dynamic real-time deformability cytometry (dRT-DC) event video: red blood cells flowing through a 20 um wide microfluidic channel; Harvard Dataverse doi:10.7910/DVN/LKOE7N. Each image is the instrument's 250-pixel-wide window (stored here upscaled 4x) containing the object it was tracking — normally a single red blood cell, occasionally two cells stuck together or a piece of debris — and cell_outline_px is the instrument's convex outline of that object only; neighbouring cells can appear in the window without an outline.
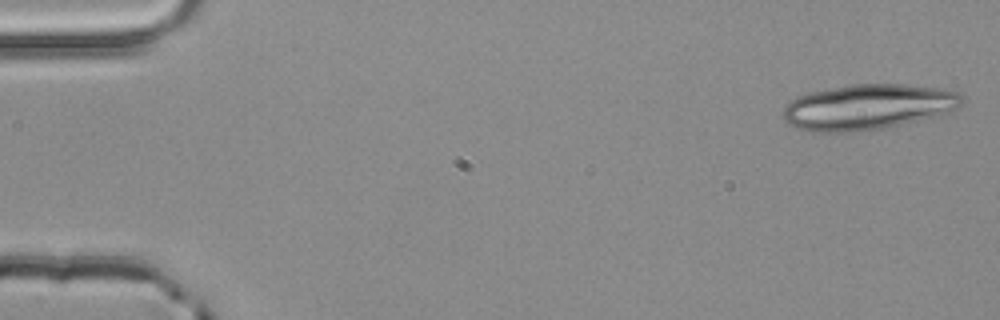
{"species": "common noctule bat (a hibernating species)", "species_latin": "Nyctalus noctula", "temperature_condition": "room temperature", "stored_images_in_passage": 4, "camera_frame_rate_fps": 3000, "um_per_image_px": 0.085, "animal": {"sex": "male", "body_mass_g": 20.4}, "frame": {"image": 1, "passage_image": 1, "time_ms": 0.0, "image_size_px": [1000, 320], "cell_outline_px": [[964, 100], [956, 108], [948, 112], [936, 116], [888, 128], [848, 132], [812, 132], [796, 128], [788, 124], [784, 120], [784, 108], [796, 96], [812, 92], [852, 84], [908, 84], [940, 88], [956, 92]], "centroid_in_image_um": [73.77, 9.1], "position_along_channel_um": 11.2, "area_um2": 47.34}}